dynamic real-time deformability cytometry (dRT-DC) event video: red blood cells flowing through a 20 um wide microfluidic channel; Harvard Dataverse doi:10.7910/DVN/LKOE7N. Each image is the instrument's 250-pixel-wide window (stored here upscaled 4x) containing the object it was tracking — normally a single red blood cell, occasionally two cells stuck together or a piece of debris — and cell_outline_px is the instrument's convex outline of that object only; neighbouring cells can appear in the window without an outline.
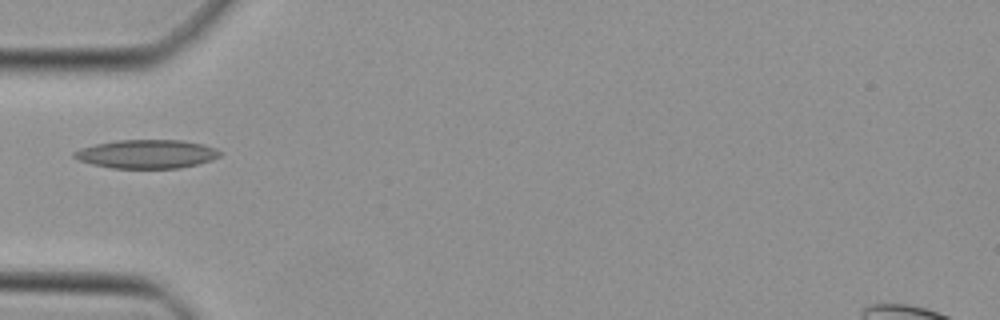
{"species": "Egyptian fruit bat (a non-hibernating species)", "species_latin": "Rousettus aegyptiacus", "temperature_condition": "cold", "stored_images_in_passage": 32, "camera_frame_rate_fps": 3000, "um_per_image_px": 0.085, "animal": {"sex": "female"}, "frame": {"image": 1, "passage_image": 1, "time_ms": 0.0, "image_size_px": [1000, 320], "cell_outline_px": [[224, 152], [220, 156], [212, 160], [180, 168], [112, 168], [92, 164], [80, 160], [72, 156], [72, 152], [80, 148], [96, 144], [116, 140], [184, 140], [204, 144], [216, 148]], "centroid_in_image_um": [12.5, 13.08], "position_along_channel_um": 72.5, "area_um2": 24.51}}
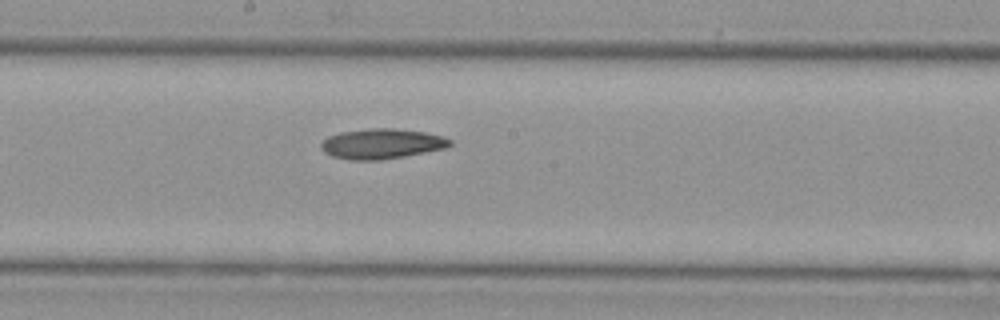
{"frame": {"image": 2, "passage_image": 11, "time_ms": 3.333, "image_size_px": [1000, 320], "cell_outline_px": [[452, 144], [448, 148], [404, 156], [380, 160], [348, 160], [332, 156], [324, 152], [320, 148], [320, 144], [328, 136], [340, 132], [368, 128], [392, 128], [424, 132], [444, 136], [452, 140]], "centroid_in_image_um": [32.45, 12.22], "position_along_channel_um": 215.7, "area_um2": 22.83}}
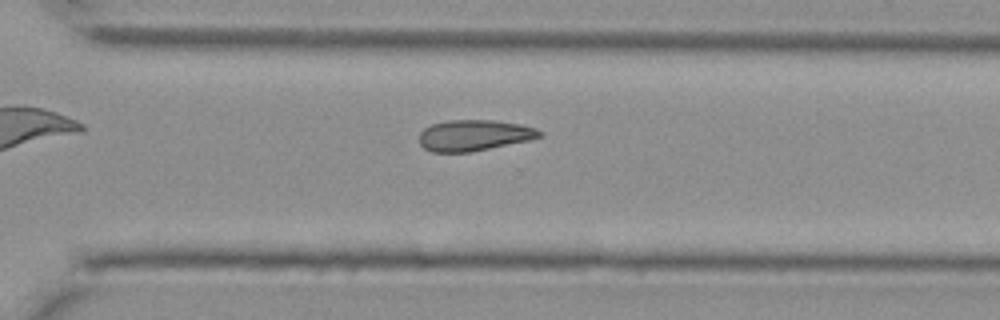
{"frame": {"image": 3, "passage_image": 19, "time_ms": 6.0, "image_size_px": [1000, 320], "cell_outline_px": [[544, 136], [532, 140], [472, 152], [432, 152], [424, 148], [420, 144], [420, 132], [424, 128], [432, 124], [448, 120], [492, 120], [520, 124], [536, 128], [544, 132]], "centroid_in_image_um": [40.35, 11.51], "position_along_channel_um": 330.3, "area_um2": 22.02}}